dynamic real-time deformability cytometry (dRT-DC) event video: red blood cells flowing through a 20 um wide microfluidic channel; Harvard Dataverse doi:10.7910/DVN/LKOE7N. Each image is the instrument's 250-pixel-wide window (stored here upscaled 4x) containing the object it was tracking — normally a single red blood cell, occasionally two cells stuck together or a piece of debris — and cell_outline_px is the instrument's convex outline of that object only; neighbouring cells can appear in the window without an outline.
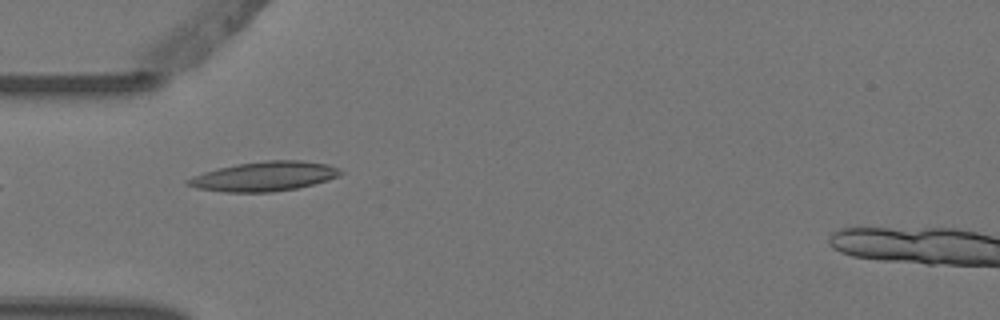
{"species": "Egyptian fruit bat (a non-hibernating species)", "species_latin": "Rousettus aegyptiacus", "temperature_condition": "warm", "stored_images_in_passage": 2, "camera_frame_rate_fps": 3000, "um_per_image_px": 0.085, "animal": {"sex": "female"}, "frame": {"image": 1, "passage_image": 1, "time_ms": 0.0, "image_size_px": [1000, 320], "cell_outline_px": [[344, 172], [340, 176], [328, 180], [296, 188], [272, 192], [224, 192], [196, 188], [184, 184], [184, 180], [192, 176], [204, 172], [236, 164], [268, 160], [300, 160], [328, 164], [340, 168]], "centroid_in_image_um": [22.46, 14.99], "position_along_channel_um": 62.5, "area_um2": 26.36}}
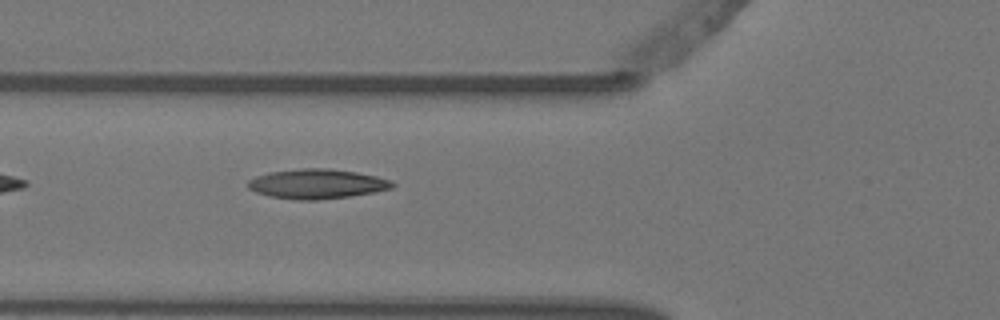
{"frame": {"image": 2, "passage_image": 2, "time_ms": 0.333, "image_size_px": [1000, 320], "cell_outline_px": [[396, 184], [392, 188], [372, 192], [348, 196], [316, 200], [300, 200], [272, 196], [256, 192], [248, 188], [248, 180], [256, 176], [268, 172], [300, 168], [328, 168], [356, 172], [376, 176], [392, 180]], "centroid_in_image_um": [26.94, 15.61], "position_along_channel_um": 98.9, "area_um2": 24.8}}